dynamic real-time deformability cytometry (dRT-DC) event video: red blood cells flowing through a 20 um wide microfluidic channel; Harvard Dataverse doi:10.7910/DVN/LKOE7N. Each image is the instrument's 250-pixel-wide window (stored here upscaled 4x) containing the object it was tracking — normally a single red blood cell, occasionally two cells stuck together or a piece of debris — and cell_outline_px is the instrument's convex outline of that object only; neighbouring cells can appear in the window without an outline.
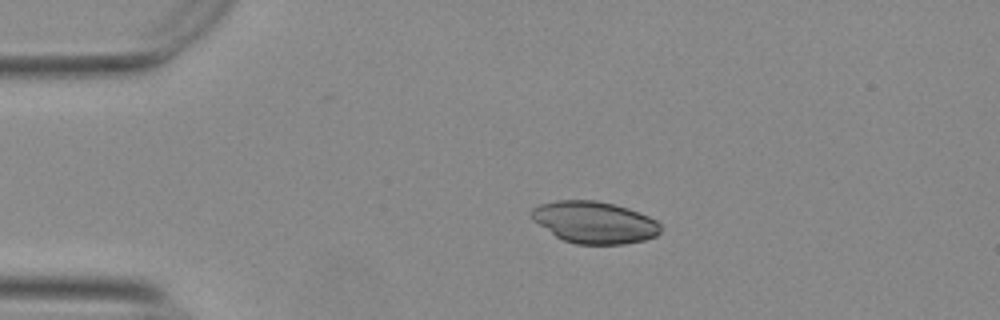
{"species": "Egyptian fruit bat (a non-hibernating species)", "species_latin": "Rousettus aegyptiacus", "temperature_condition": "warm", "stored_images_in_passage": 44, "camera_frame_rate_fps": 3000, "um_per_image_px": 0.085, "animal": {"sex": "female"}, "frame": {"image": 1, "passage_image": 1, "time_ms": 0.0, "image_size_px": [1000, 320], "cell_outline_px": [[660, 232], [656, 236], [644, 240], [624, 244], [576, 244], [564, 240], [556, 236], [540, 224], [528, 212], [532, 208], [540, 204], [556, 200], [596, 200], [616, 204], [628, 208], [648, 216], [656, 220], [660, 224]], "centroid_in_image_um": [50.54, 18.89], "position_along_channel_um": 34.5, "area_um2": 31.39}}
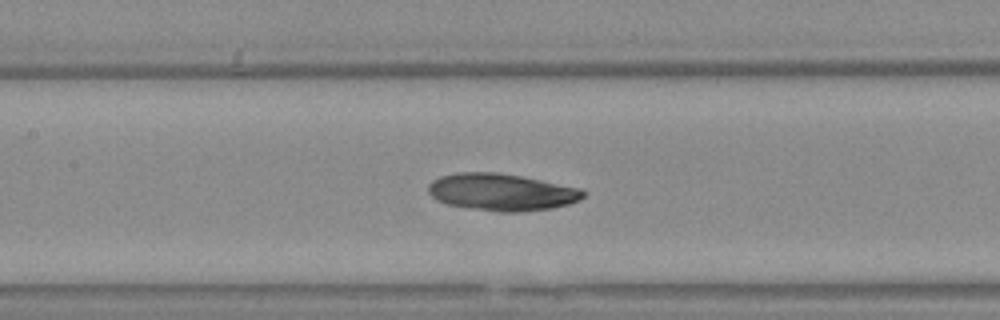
{"frame": {"image": 2, "passage_image": 15, "time_ms": 4.667, "image_size_px": [1000, 320], "cell_outline_px": [[584, 196], [580, 200], [568, 204], [552, 208], [516, 212], [500, 212], [472, 208], [448, 204], [436, 200], [428, 192], [428, 184], [432, 180], [440, 176], [456, 172], [496, 172], [520, 176], [580, 188], [584, 192]], "centroid_in_image_um": [42.6, 16.32], "position_along_channel_um": 164.8, "area_um2": 33.29}}
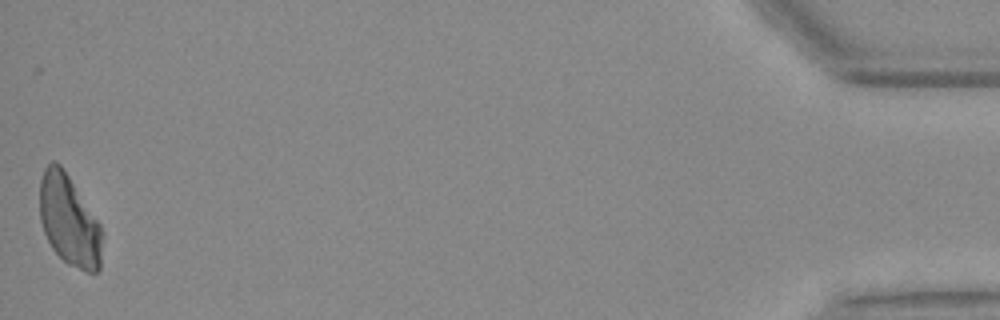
{"frame": {"image": 3, "passage_image": 44, "time_ms": 14.333, "image_size_px": [1000, 320], "cell_outline_px": [[100, 268], [96, 272], [88, 272], [68, 264], [52, 248], [44, 232], [40, 220], [40, 180], [44, 168], [52, 160], [56, 160], [60, 164], [100, 224]], "centroid_in_image_um": [5.84, 18.72], "position_along_channel_um": 429.4, "area_um2": 32.37}}